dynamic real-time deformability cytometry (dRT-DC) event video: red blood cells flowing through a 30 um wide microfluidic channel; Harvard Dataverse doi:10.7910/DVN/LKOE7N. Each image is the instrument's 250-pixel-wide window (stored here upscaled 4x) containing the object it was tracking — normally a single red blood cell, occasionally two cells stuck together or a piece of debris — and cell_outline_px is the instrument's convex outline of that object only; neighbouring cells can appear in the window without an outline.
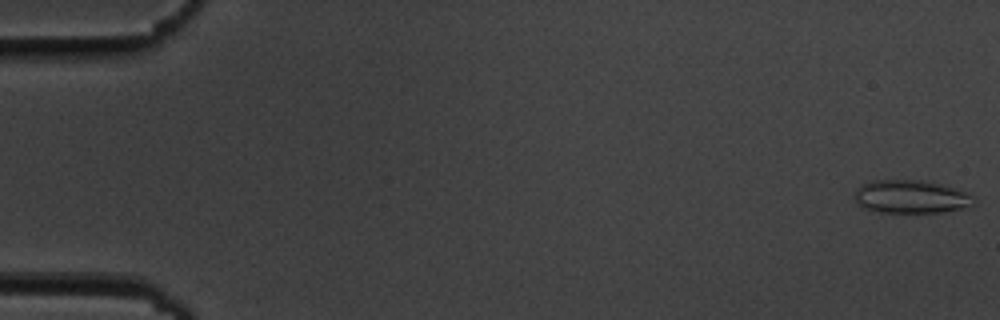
{"species": "common noctule bat (a hibernating species)", "species_latin": "Nyctalus noctula", "temperature_condition": "cold", "stored_images_in_passage": 55, "camera_frame_rate_fps": 3000, "um_per_image_px": 0.085, "animal": {"sex": "male", "body_mass_g": 19.5, "forearm_length_mm": 54.6}, "frame": {"image": 1, "passage_image": 1, "time_ms": 0.0, "image_size_px": [1000, 320], "cell_outline_px": [[976, 204], [968, 208], [940, 212], [880, 212], [860, 208], [856, 200], [856, 188], [860, 184], [872, 180], [920, 180], [952, 188], [964, 192], [972, 196], [976, 200]], "centroid_in_image_um": [77.41, 16.73], "position_along_channel_um": 7.6, "area_um2": 23.0}}
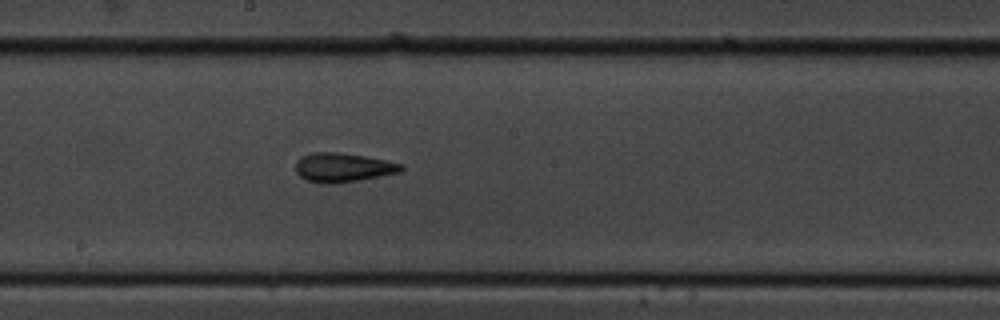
{"frame": {"image": 2, "passage_image": 30, "time_ms": 9.667, "image_size_px": [1000, 320], "cell_outline_px": [[404, 168], [400, 172], [360, 180], [336, 184], [320, 184], [308, 180], [300, 176], [296, 172], [296, 160], [300, 156], [312, 152], [340, 152], [364, 156], [404, 164]], "centroid_in_image_um": [29.13, 14.24], "position_along_channel_um": 219.1, "area_um2": 18.09}}
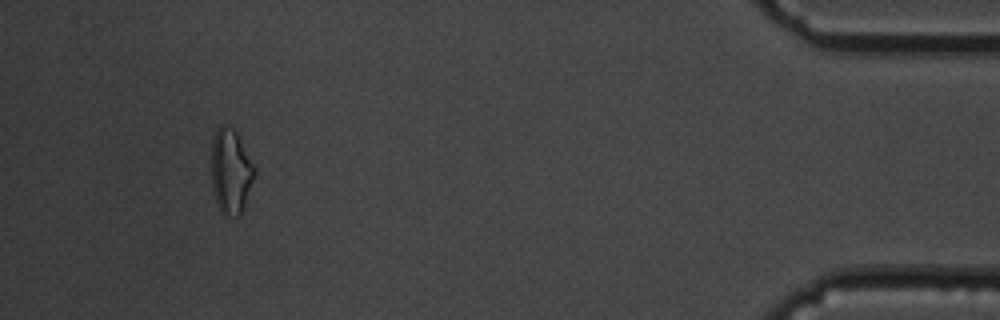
{"frame": {"image": 3, "passage_image": 51, "time_ms": 16.667, "image_size_px": [1000, 320], "cell_outline_px": [[256, 172], [240, 216], [224, 216], [220, 212], [216, 204], [212, 188], [212, 140], [216, 128], [220, 124], [228, 124], [236, 132], [256, 168]], "centroid_in_image_um": [19.6, 14.56], "position_along_channel_um": 415.6, "area_um2": 21.5}, "authors_computed_cell_mechanics": {"area_um2": 18.0336, "velocity_mm_per_s": 3.712, "shape_relaxation_time_tau1_ms": 6.4496, "shape_relaxation_time_tau2_ms": 4.3017, "deformation_change_tau1": 0.1569, "deformation_change_tau2": 0.1146}}